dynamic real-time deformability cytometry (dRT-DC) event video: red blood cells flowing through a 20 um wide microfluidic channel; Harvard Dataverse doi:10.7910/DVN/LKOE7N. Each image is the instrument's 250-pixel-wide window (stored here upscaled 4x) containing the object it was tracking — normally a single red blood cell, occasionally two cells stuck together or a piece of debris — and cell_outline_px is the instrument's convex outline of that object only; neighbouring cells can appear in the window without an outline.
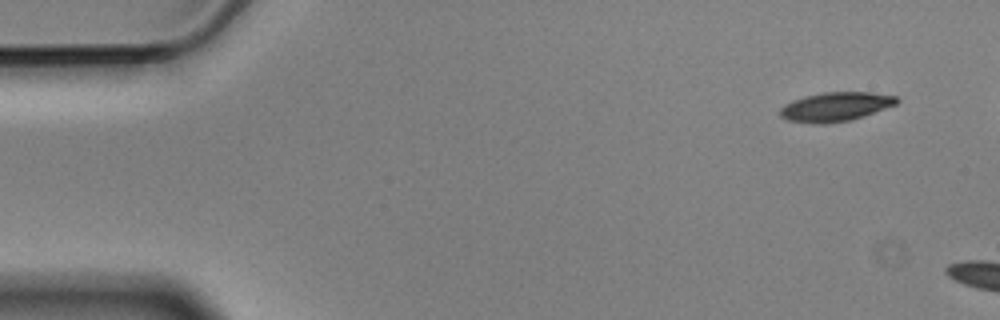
{"species": "Egyptian fruit bat (a non-hibernating species)", "species_latin": "Rousettus aegyptiacus", "temperature_condition": "cold", "stored_images_in_passage": 4, "camera_frame_rate_fps": 3000, "um_per_image_px": 0.085, "animal": {"sex": "male"}, "frame": {"image": 1, "passage_image": 1, "time_ms": 0.0, "image_size_px": [1000, 320], "cell_outline_px": [[900, 100], [896, 104], [864, 116], [852, 120], [828, 124], [812, 124], [788, 120], [780, 116], [780, 108], [784, 104], [808, 96], [824, 92], [872, 92], [896, 96]], "centroid_in_image_um": [71.04, 9.09], "position_along_channel_um": 14.0, "area_um2": 19.77}}